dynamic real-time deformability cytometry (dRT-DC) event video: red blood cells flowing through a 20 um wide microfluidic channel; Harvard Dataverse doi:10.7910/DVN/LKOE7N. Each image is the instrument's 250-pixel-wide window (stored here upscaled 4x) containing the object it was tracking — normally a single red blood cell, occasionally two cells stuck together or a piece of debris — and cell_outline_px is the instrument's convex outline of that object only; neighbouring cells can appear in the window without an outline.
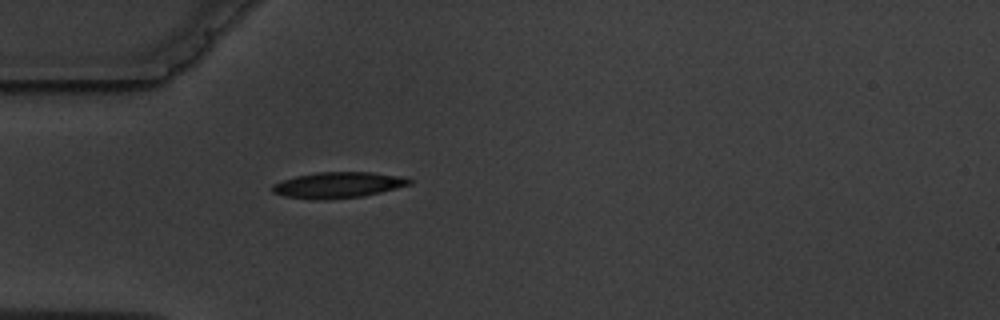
{"species": "common noctule bat (a hibernating species)", "species_latin": "Nyctalus noctula", "temperature_condition": "warm", "stored_images_in_passage": 1, "camera_frame_rate_fps": 3000, "um_per_image_px": 0.085, "animal": {"sex": "male", "body_mass_g": 19.5, "forearm_length_mm": 54.6}, "frame": {"image": 1, "passage_image": 1, "time_ms": 0.0, "image_size_px": [1000, 320], "cell_outline_px": [[412, 184], [380, 192], [360, 196], [324, 200], [316, 200], [284, 196], [272, 192], [272, 184], [296, 176], [316, 172], [372, 172], [404, 176], [412, 180]], "centroid_in_image_um": [28.74, 15.72], "position_along_channel_um": 56.3, "area_um2": 20.69}}